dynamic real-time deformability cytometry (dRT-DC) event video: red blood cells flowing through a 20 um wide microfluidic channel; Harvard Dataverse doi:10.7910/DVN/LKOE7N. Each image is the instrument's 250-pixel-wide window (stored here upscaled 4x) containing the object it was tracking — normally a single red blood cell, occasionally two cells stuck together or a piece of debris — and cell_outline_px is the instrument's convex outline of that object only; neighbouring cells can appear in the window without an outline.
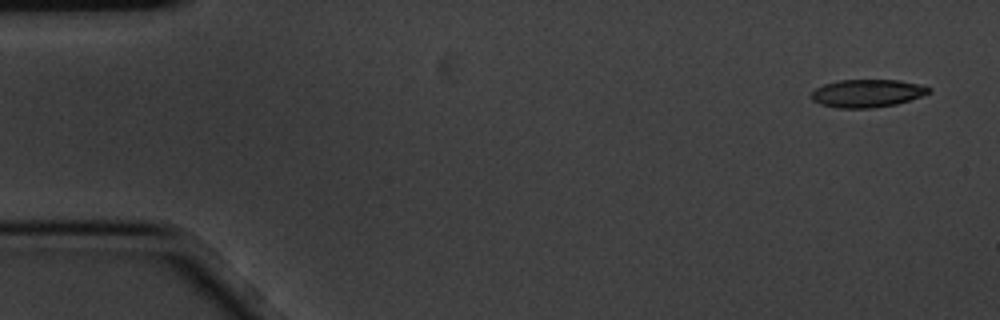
{"species": "common noctule bat (a hibernating species)", "species_latin": "Nyctalus noctula", "temperature_condition": "cold", "stored_images_in_passage": 7, "camera_frame_rate_fps": 3000, "um_per_image_px": 0.085, "animal": {"sex": "male", "body_mass_g": 20.1, "forearm_length_mm": 53.5}, "frame": {"image": 1, "passage_image": 1, "time_ms": 0.0, "image_size_px": [1000, 320], "cell_outline_px": [[932, 92], [896, 104], [872, 108], [836, 108], [820, 104], [812, 100], [812, 92], [816, 88], [824, 84], [840, 80], [900, 80], [920, 84], [932, 88]], "centroid_in_image_um": [73.72, 7.93], "position_along_channel_um": 11.3, "area_um2": 19.07}}
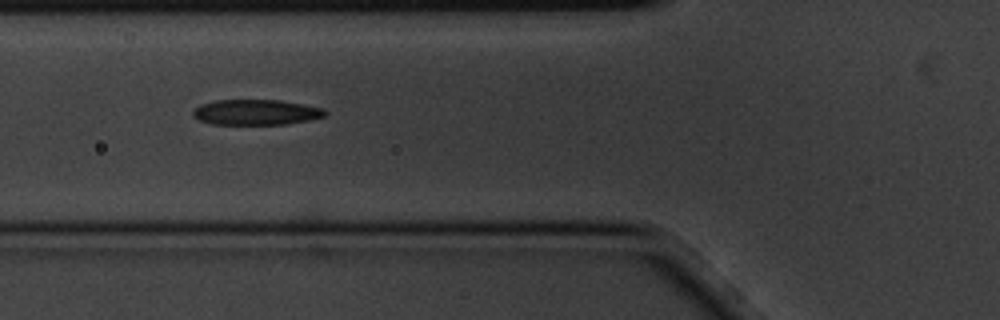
{"frame": {"image": 2, "passage_image": 6, "time_ms": 1.667, "image_size_px": [1000, 320], "cell_outline_px": [[328, 112], [324, 116], [308, 120], [284, 124], [212, 124], [200, 120], [192, 116], [192, 112], [200, 104], [216, 100], [280, 100], [304, 104], [324, 108]], "centroid_in_image_um": [21.76, 9.53], "position_along_channel_um": 104.0, "area_um2": 19.54}}
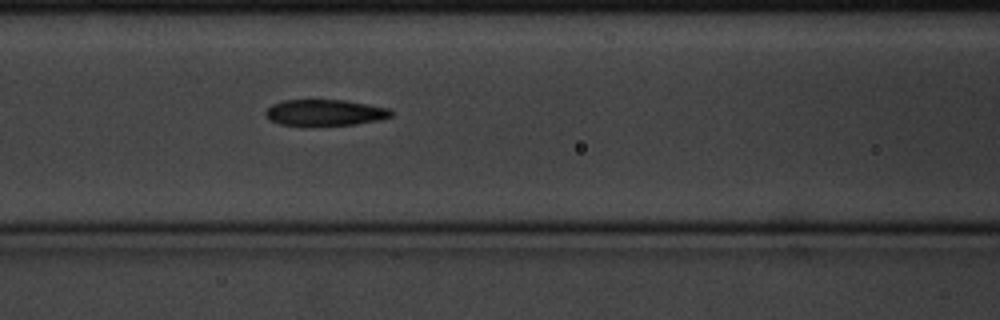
{"frame": {"image": 3, "passage_image": 7, "time_ms": 2.0, "image_size_px": [1000, 320], "cell_outline_px": [[392, 116], [380, 120], [356, 124], [304, 128], [280, 124], [272, 120], [264, 112], [272, 104], [284, 100], [344, 100], [368, 104], [388, 108], [392, 112]], "centroid_in_image_um": [27.6, 9.61], "position_along_channel_um": 139.0, "area_um2": 19.71}}